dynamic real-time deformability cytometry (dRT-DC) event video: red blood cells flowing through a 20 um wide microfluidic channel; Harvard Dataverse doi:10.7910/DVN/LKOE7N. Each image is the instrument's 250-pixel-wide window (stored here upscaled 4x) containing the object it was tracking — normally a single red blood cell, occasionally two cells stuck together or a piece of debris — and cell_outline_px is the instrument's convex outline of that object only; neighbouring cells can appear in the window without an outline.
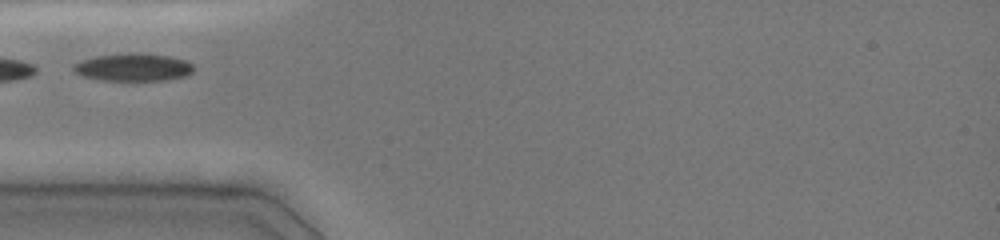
{"species": "common noctule bat (a hibernating species)", "species_latin": "Nyctalus noctula", "temperature_condition": "cold", "stored_images_in_passage": 6, "camera_frame_rate_fps": 3000, "um_per_image_px": 0.085, "animal": {"sex": "female", "body_mass_g": 19.0, "forearm_length_mm": 51.5}, "frame": {"image": 1, "passage_image": 1, "time_ms": 0.0, "image_size_px": [1000, 240], "cell_outline_px": [[192, 72], [184, 76], [164, 80], [100, 80], [84, 76], [76, 72], [72, 68], [72, 64], [96, 56], [132, 52], [168, 56], [184, 60], [192, 64]], "centroid_in_image_um": [11.3, 5.71], "position_along_channel_um": 73.7, "area_um2": 19.07}}